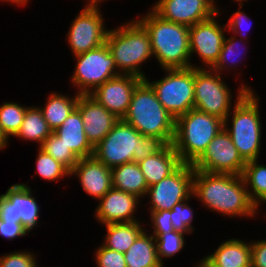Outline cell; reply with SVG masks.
Segmentation results:
<instances>
[{
    "label": "cell",
    "instance_id": "39",
    "mask_svg": "<svg viewBox=\"0 0 266 267\" xmlns=\"http://www.w3.org/2000/svg\"><path fill=\"white\" fill-rule=\"evenodd\" d=\"M148 223L145 220V225H148L150 233H168L173 231L171 219V210L150 211L148 213Z\"/></svg>",
    "mask_w": 266,
    "mask_h": 267
},
{
    "label": "cell",
    "instance_id": "20",
    "mask_svg": "<svg viewBox=\"0 0 266 267\" xmlns=\"http://www.w3.org/2000/svg\"><path fill=\"white\" fill-rule=\"evenodd\" d=\"M70 176L77 179L81 189L95 201L100 200L112 188V172L93 156L80 158Z\"/></svg>",
    "mask_w": 266,
    "mask_h": 267
},
{
    "label": "cell",
    "instance_id": "9",
    "mask_svg": "<svg viewBox=\"0 0 266 267\" xmlns=\"http://www.w3.org/2000/svg\"><path fill=\"white\" fill-rule=\"evenodd\" d=\"M160 79L145 80L153 88L162 106L175 118L194 108L195 68L161 69Z\"/></svg>",
    "mask_w": 266,
    "mask_h": 267
},
{
    "label": "cell",
    "instance_id": "7",
    "mask_svg": "<svg viewBox=\"0 0 266 267\" xmlns=\"http://www.w3.org/2000/svg\"><path fill=\"white\" fill-rule=\"evenodd\" d=\"M223 126L222 119L195 108L179 116L173 146L181 162L193 164Z\"/></svg>",
    "mask_w": 266,
    "mask_h": 267
},
{
    "label": "cell",
    "instance_id": "35",
    "mask_svg": "<svg viewBox=\"0 0 266 267\" xmlns=\"http://www.w3.org/2000/svg\"><path fill=\"white\" fill-rule=\"evenodd\" d=\"M194 197L175 204L171 210V221L174 230L186 233L189 236L195 234L194 225H192L196 217H194L195 210L190 206V202ZM195 218V219H194Z\"/></svg>",
    "mask_w": 266,
    "mask_h": 267
},
{
    "label": "cell",
    "instance_id": "38",
    "mask_svg": "<svg viewBox=\"0 0 266 267\" xmlns=\"http://www.w3.org/2000/svg\"><path fill=\"white\" fill-rule=\"evenodd\" d=\"M94 249L96 267H127L124 253L108 249L101 243Z\"/></svg>",
    "mask_w": 266,
    "mask_h": 267
},
{
    "label": "cell",
    "instance_id": "31",
    "mask_svg": "<svg viewBox=\"0 0 266 267\" xmlns=\"http://www.w3.org/2000/svg\"><path fill=\"white\" fill-rule=\"evenodd\" d=\"M35 159V176L47 182H59L65 177L71 179L70 171L40 147Z\"/></svg>",
    "mask_w": 266,
    "mask_h": 267
},
{
    "label": "cell",
    "instance_id": "22",
    "mask_svg": "<svg viewBox=\"0 0 266 267\" xmlns=\"http://www.w3.org/2000/svg\"><path fill=\"white\" fill-rule=\"evenodd\" d=\"M200 260L207 267H251V241L231 237Z\"/></svg>",
    "mask_w": 266,
    "mask_h": 267
},
{
    "label": "cell",
    "instance_id": "43",
    "mask_svg": "<svg viewBox=\"0 0 266 267\" xmlns=\"http://www.w3.org/2000/svg\"><path fill=\"white\" fill-rule=\"evenodd\" d=\"M31 1L32 0H0V4L2 3V4H10V5H14V7L16 6H18V8L19 7H26V6H28L27 4L28 3H31Z\"/></svg>",
    "mask_w": 266,
    "mask_h": 267
},
{
    "label": "cell",
    "instance_id": "42",
    "mask_svg": "<svg viewBox=\"0 0 266 267\" xmlns=\"http://www.w3.org/2000/svg\"><path fill=\"white\" fill-rule=\"evenodd\" d=\"M82 1L86 3L83 5V8L100 9L101 8L100 6L105 4L108 0H82Z\"/></svg>",
    "mask_w": 266,
    "mask_h": 267
},
{
    "label": "cell",
    "instance_id": "41",
    "mask_svg": "<svg viewBox=\"0 0 266 267\" xmlns=\"http://www.w3.org/2000/svg\"><path fill=\"white\" fill-rule=\"evenodd\" d=\"M251 267H266V238L251 239Z\"/></svg>",
    "mask_w": 266,
    "mask_h": 267
},
{
    "label": "cell",
    "instance_id": "32",
    "mask_svg": "<svg viewBox=\"0 0 266 267\" xmlns=\"http://www.w3.org/2000/svg\"><path fill=\"white\" fill-rule=\"evenodd\" d=\"M27 105L17 101H3L0 104V126L5 136L11 139L16 136L24 120Z\"/></svg>",
    "mask_w": 266,
    "mask_h": 267
},
{
    "label": "cell",
    "instance_id": "30",
    "mask_svg": "<svg viewBox=\"0 0 266 267\" xmlns=\"http://www.w3.org/2000/svg\"><path fill=\"white\" fill-rule=\"evenodd\" d=\"M259 161L256 159L246 162L241 176L250 199L261 210L260 208L266 204V165Z\"/></svg>",
    "mask_w": 266,
    "mask_h": 267
},
{
    "label": "cell",
    "instance_id": "40",
    "mask_svg": "<svg viewBox=\"0 0 266 267\" xmlns=\"http://www.w3.org/2000/svg\"><path fill=\"white\" fill-rule=\"evenodd\" d=\"M28 234L30 233L23 227L21 222L3 221L0 217V237L13 241L17 238H25Z\"/></svg>",
    "mask_w": 266,
    "mask_h": 267
},
{
    "label": "cell",
    "instance_id": "24",
    "mask_svg": "<svg viewBox=\"0 0 266 267\" xmlns=\"http://www.w3.org/2000/svg\"><path fill=\"white\" fill-rule=\"evenodd\" d=\"M149 186L172 174L181 164L173 144H167L161 151L138 162Z\"/></svg>",
    "mask_w": 266,
    "mask_h": 267
},
{
    "label": "cell",
    "instance_id": "14",
    "mask_svg": "<svg viewBox=\"0 0 266 267\" xmlns=\"http://www.w3.org/2000/svg\"><path fill=\"white\" fill-rule=\"evenodd\" d=\"M37 192L28 183H14L4 194H0V217L3 221L21 222L29 232L42 223L41 205L33 194ZM37 227V228H36Z\"/></svg>",
    "mask_w": 266,
    "mask_h": 267
},
{
    "label": "cell",
    "instance_id": "44",
    "mask_svg": "<svg viewBox=\"0 0 266 267\" xmlns=\"http://www.w3.org/2000/svg\"><path fill=\"white\" fill-rule=\"evenodd\" d=\"M10 140L5 136L4 132L2 131L1 129V126H0V151H4L6 149V147L8 148L10 142Z\"/></svg>",
    "mask_w": 266,
    "mask_h": 267
},
{
    "label": "cell",
    "instance_id": "18",
    "mask_svg": "<svg viewBox=\"0 0 266 267\" xmlns=\"http://www.w3.org/2000/svg\"><path fill=\"white\" fill-rule=\"evenodd\" d=\"M141 80L134 75L120 74L99 85L90 95L109 112L122 119L128 110L135 87Z\"/></svg>",
    "mask_w": 266,
    "mask_h": 267
},
{
    "label": "cell",
    "instance_id": "45",
    "mask_svg": "<svg viewBox=\"0 0 266 267\" xmlns=\"http://www.w3.org/2000/svg\"><path fill=\"white\" fill-rule=\"evenodd\" d=\"M194 267H207L201 260L195 263Z\"/></svg>",
    "mask_w": 266,
    "mask_h": 267
},
{
    "label": "cell",
    "instance_id": "2",
    "mask_svg": "<svg viewBox=\"0 0 266 267\" xmlns=\"http://www.w3.org/2000/svg\"><path fill=\"white\" fill-rule=\"evenodd\" d=\"M149 9V10H148ZM136 20L150 36L151 51L160 69H185L191 67L189 26L167 21L151 8Z\"/></svg>",
    "mask_w": 266,
    "mask_h": 267
},
{
    "label": "cell",
    "instance_id": "23",
    "mask_svg": "<svg viewBox=\"0 0 266 267\" xmlns=\"http://www.w3.org/2000/svg\"><path fill=\"white\" fill-rule=\"evenodd\" d=\"M54 133L79 159L93 156L94 147L87 139L81 113L77 108Z\"/></svg>",
    "mask_w": 266,
    "mask_h": 267
},
{
    "label": "cell",
    "instance_id": "25",
    "mask_svg": "<svg viewBox=\"0 0 266 267\" xmlns=\"http://www.w3.org/2000/svg\"><path fill=\"white\" fill-rule=\"evenodd\" d=\"M73 93L72 95L62 94L60 91L54 90L48 94L44 103L45 105H38L52 132L59 128L69 114L76 108L77 101L81 94L76 91Z\"/></svg>",
    "mask_w": 266,
    "mask_h": 267
},
{
    "label": "cell",
    "instance_id": "19",
    "mask_svg": "<svg viewBox=\"0 0 266 267\" xmlns=\"http://www.w3.org/2000/svg\"><path fill=\"white\" fill-rule=\"evenodd\" d=\"M76 108L80 111L84 131L90 144L95 147L120 120L90 94H81Z\"/></svg>",
    "mask_w": 266,
    "mask_h": 267
},
{
    "label": "cell",
    "instance_id": "26",
    "mask_svg": "<svg viewBox=\"0 0 266 267\" xmlns=\"http://www.w3.org/2000/svg\"><path fill=\"white\" fill-rule=\"evenodd\" d=\"M102 227L106 228V233H103L105 235L102 238V245L108 249L125 253L147 226H145V221L139 220L129 223L106 224Z\"/></svg>",
    "mask_w": 266,
    "mask_h": 267
},
{
    "label": "cell",
    "instance_id": "11",
    "mask_svg": "<svg viewBox=\"0 0 266 267\" xmlns=\"http://www.w3.org/2000/svg\"><path fill=\"white\" fill-rule=\"evenodd\" d=\"M222 7L218 6V12L211 18L189 27V48L192 68L210 69L219 57L226 37L225 33L228 32L226 24L220 23V17L224 13ZM195 56L199 57L197 60L201 64L193 62L194 59L192 58Z\"/></svg>",
    "mask_w": 266,
    "mask_h": 267
},
{
    "label": "cell",
    "instance_id": "28",
    "mask_svg": "<svg viewBox=\"0 0 266 267\" xmlns=\"http://www.w3.org/2000/svg\"><path fill=\"white\" fill-rule=\"evenodd\" d=\"M112 188L145 198L148 190L145 177L137 162H130L111 169Z\"/></svg>",
    "mask_w": 266,
    "mask_h": 267
},
{
    "label": "cell",
    "instance_id": "12",
    "mask_svg": "<svg viewBox=\"0 0 266 267\" xmlns=\"http://www.w3.org/2000/svg\"><path fill=\"white\" fill-rule=\"evenodd\" d=\"M194 168L182 163L172 174L148 187L145 200L148 211L172 210L179 202L192 197ZM149 205V206H148Z\"/></svg>",
    "mask_w": 266,
    "mask_h": 267
},
{
    "label": "cell",
    "instance_id": "10",
    "mask_svg": "<svg viewBox=\"0 0 266 267\" xmlns=\"http://www.w3.org/2000/svg\"><path fill=\"white\" fill-rule=\"evenodd\" d=\"M73 57L75 66L69 83L79 94H90L99 85L121 74L106 43Z\"/></svg>",
    "mask_w": 266,
    "mask_h": 267
},
{
    "label": "cell",
    "instance_id": "21",
    "mask_svg": "<svg viewBox=\"0 0 266 267\" xmlns=\"http://www.w3.org/2000/svg\"><path fill=\"white\" fill-rule=\"evenodd\" d=\"M227 35L230 36L227 37ZM248 47H250L249 41L241 40L237 36L227 32L219 57L216 63L210 69L218 72L222 76H225L226 73L228 75H232L233 73V77L237 78H235L234 80H240L241 82L238 84H240L243 88H245L247 91H256L252 88V86H250V83H246V81L242 79L243 76H241L243 75L241 66H248L243 65L244 60H246V55H248L247 52H249L247 51Z\"/></svg>",
    "mask_w": 266,
    "mask_h": 267
},
{
    "label": "cell",
    "instance_id": "8",
    "mask_svg": "<svg viewBox=\"0 0 266 267\" xmlns=\"http://www.w3.org/2000/svg\"><path fill=\"white\" fill-rule=\"evenodd\" d=\"M225 77L227 75L222 77L221 74L209 68H195L194 108L223 121L247 92L240 84L236 86L238 87L235 88L236 91H233L223 79Z\"/></svg>",
    "mask_w": 266,
    "mask_h": 267
},
{
    "label": "cell",
    "instance_id": "5",
    "mask_svg": "<svg viewBox=\"0 0 266 267\" xmlns=\"http://www.w3.org/2000/svg\"><path fill=\"white\" fill-rule=\"evenodd\" d=\"M120 24L109 29L105 43L121 74L145 79L147 75L142 66L150 59H154L150 36L135 17Z\"/></svg>",
    "mask_w": 266,
    "mask_h": 267
},
{
    "label": "cell",
    "instance_id": "4",
    "mask_svg": "<svg viewBox=\"0 0 266 267\" xmlns=\"http://www.w3.org/2000/svg\"><path fill=\"white\" fill-rule=\"evenodd\" d=\"M257 94L255 91H247L224 120L223 127L245 162L260 159L263 149L261 96Z\"/></svg>",
    "mask_w": 266,
    "mask_h": 267
},
{
    "label": "cell",
    "instance_id": "36",
    "mask_svg": "<svg viewBox=\"0 0 266 267\" xmlns=\"http://www.w3.org/2000/svg\"><path fill=\"white\" fill-rule=\"evenodd\" d=\"M234 4H238V9L225 22L227 31L241 40L249 41L251 38L248 33L252 29L253 22H250L251 18L242 10L245 2H234Z\"/></svg>",
    "mask_w": 266,
    "mask_h": 267
},
{
    "label": "cell",
    "instance_id": "16",
    "mask_svg": "<svg viewBox=\"0 0 266 267\" xmlns=\"http://www.w3.org/2000/svg\"><path fill=\"white\" fill-rule=\"evenodd\" d=\"M218 0H156L149 5L162 19L186 26L211 18L218 12Z\"/></svg>",
    "mask_w": 266,
    "mask_h": 267
},
{
    "label": "cell",
    "instance_id": "34",
    "mask_svg": "<svg viewBox=\"0 0 266 267\" xmlns=\"http://www.w3.org/2000/svg\"><path fill=\"white\" fill-rule=\"evenodd\" d=\"M40 148L63 164L70 172L79 160L54 132L45 139Z\"/></svg>",
    "mask_w": 266,
    "mask_h": 267
},
{
    "label": "cell",
    "instance_id": "29",
    "mask_svg": "<svg viewBox=\"0 0 266 267\" xmlns=\"http://www.w3.org/2000/svg\"><path fill=\"white\" fill-rule=\"evenodd\" d=\"M51 133L52 130L44 119L39 106L31 104V106H27L20 130L14 138L26 143L35 142L38 145L37 147H40Z\"/></svg>",
    "mask_w": 266,
    "mask_h": 267
},
{
    "label": "cell",
    "instance_id": "46",
    "mask_svg": "<svg viewBox=\"0 0 266 267\" xmlns=\"http://www.w3.org/2000/svg\"><path fill=\"white\" fill-rule=\"evenodd\" d=\"M230 1H232L233 3H234V2H245V3H247V2H249L250 0H230Z\"/></svg>",
    "mask_w": 266,
    "mask_h": 267
},
{
    "label": "cell",
    "instance_id": "33",
    "mask_svg": "<svg viewBox=\"0 0 266 267\" xmlns=\"http://www.w3.org/2000/svg\"><path fill=\"white\" fill-rule=\"evenodd\" d=\"M156 241V249L159 261L163 266L166 265V259L174 258L183 249H185L186 233L181 231H170L168 233H151Z\"/></svg>",
    "mask_w": 266,
    "mask_h": 267
},
{
    "label": "cell",
    "instance_id": "27",
    "mask_svg": "<svg viewBox=\"0 0 266 267\" xmlns=\"http://www.w3.org/2000/svg\"><path fill=\"white\" fill-rule=\"evenodd\" d=\"M145 228L124 253L127 267H165L159 261L156 241Z\"/></svg>",
    "mask_w": 266,
    "mask_h": 267
},
{
    "label": "cell",
    "instance_id": "6",
    "mask_svg": "<svg viewBox=\"0 0 266 267\" xmlns=\"http://www.w3.org/2000/svg\"><path fill=\"white\" fill-rule=\"evenodd\" d=\"M122 120L144 136H155L166 144H173L176 119L162 106L145 79L136 85Z\"/></svg>",
    "mask_w": 266,
    "mask_h": 267
},
{
    "label": "cell",
    "instance_id": "17",
    "mask_svg": "<svg viewBox=\"0 0 266 267\" xmlns=\"http://www.w3.org/2000/svg\"><path fill=\"white\" fill-rule=\"evenodd\" d=\"M143 200L138 196L111 188L94 208L93 217L101 225L112 223H129L137 219V211L143 207ZM139 208V209H138Z\"/></svg>",
    "mask_w": 266,
    "mask_h": 267
},
{
    "label": "cell",
    "instance_id": "1",
    "mask_svg": "<svg viewBox=\"0 0 266 267\" xmlns=\"http://www.w3.org/2000/svg\"><path fill=\"white\" fill-rule=\"evenodd\" d=\"M192 196L204 209L233 220H257L259 214L265 215L250 199L241 175L194 170Z\"/></svg>",
    "mask_w": 266,
    "mask_h": 267
},
{
    "label": "cell",
    "instance_id": "13",
    "mask_svg": "<svg viewBox=\"0 0 266 267\" xmlns=\"http://www.w3.org/2000/svg\"><path fill=\"white\" fill-rule=\"evenodd\" d=\"M103 14V15H102ZM103 10L82 8L69 24L66 43L73 56L88 52L106 42L110 28H106Z\"/></svg>",
    "mask_w": 266,
    "mask_h": 267
},
{
    "label": "cell",
    "instance_id": "15",
    "mask_svg": "<svg viewBox=\"0 0 266 267\" xmlns=\"http://www.w3.org/2000/svg\"><path fill=\"white\" fill-rule=\"evenodd\" d=\"M245 165L246 162L240 156L224 127L192 164L194 170L233 175H242Z\"/></svg>",
    "mask_w": 266,
    "mask_h": 267
},
{
    "label": "cell",
    "instance_id": "3",
    "mask_svg": "<svg viewBox=\"0 0 266 267\" xmlns=\"http://www.w3.org/2000/svg\"><path fill=\"white\" fill-rule=\"evenodd\" d=\"M167 144L155 136H144L120 119L94 147L93 157L112 169L130 162H140L161 151Z\"/></svg>",
    "mask_w": 266,
    "mask_h": 267
},
{
    "label": "cell",
    "instance_id": "37",
    "mask_svg": "<svg viewBox=\"0 0 266 267\" xmlns=\"http://www.w3.org/2000/svg\"><path fill=\"white\" fill-rule=\"evenodd\" d=\"M33 250H15L0 254V267H41Z\"/></svg>",
    "mask_w": 266,
    "mask_h": 267
}]
</instances>
